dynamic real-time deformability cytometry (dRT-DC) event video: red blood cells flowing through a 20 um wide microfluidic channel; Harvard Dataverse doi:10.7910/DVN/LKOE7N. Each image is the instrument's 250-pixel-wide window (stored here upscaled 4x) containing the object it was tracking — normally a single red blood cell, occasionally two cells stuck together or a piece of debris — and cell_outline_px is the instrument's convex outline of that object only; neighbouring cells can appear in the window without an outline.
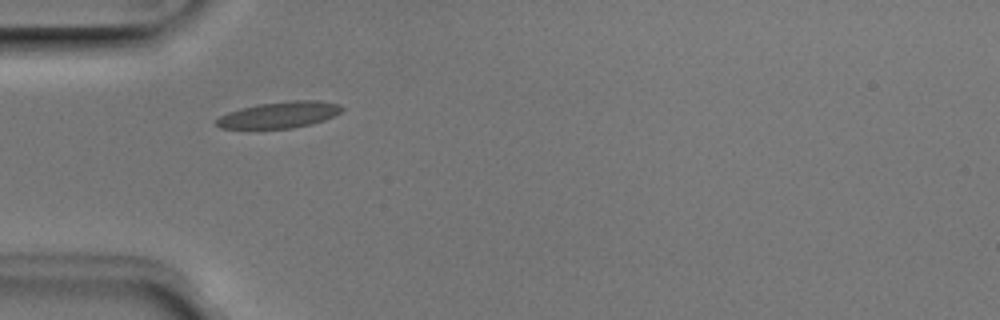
{"species": "Egyptian fruit bat (a non-hibernating species)", "species_latin": "Rousettus aegyptiacus", "temperature_condition": "room temperature", "stored_images_in_passage": 5, "camera_frame_rate_fps": 3000, "um_per_image_px": 0.085, "animal": {"sex": "male"}, "frame": {"image": 1, "passage_image": 4, "time_ms": 1.0, "image_size_px": [1000, 320], "cell_outline_px": [[344, 108], [340, 112], [324, 120], [312, 124], [292, 128], [220, 128], [216, 124], [216, 120], [220, 116], [228, 112], [240, 108], [260, 104], [292, 100], [316, 100], [340, 104]], "centroid_in_image_um": [23.76, 9.75], "position_along_channel_um": 61.2, "area_um2": 19.07}}